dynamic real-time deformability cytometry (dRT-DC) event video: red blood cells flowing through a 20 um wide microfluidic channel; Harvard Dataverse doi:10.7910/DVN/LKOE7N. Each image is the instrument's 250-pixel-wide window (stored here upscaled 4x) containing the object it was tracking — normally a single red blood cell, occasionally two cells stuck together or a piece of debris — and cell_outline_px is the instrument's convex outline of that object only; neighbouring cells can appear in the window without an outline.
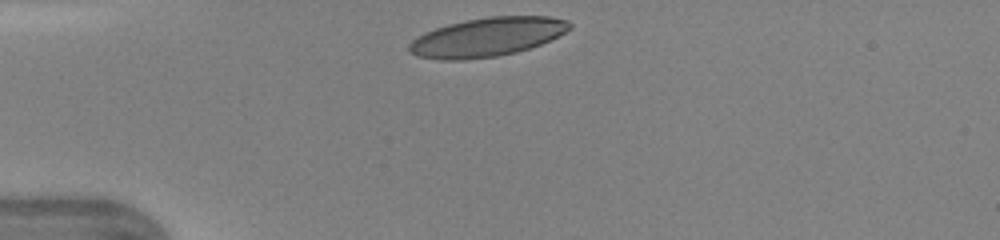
{"species": "human", "species_latin": "Homo sapiens", "temperature_condition": "warm", "stored_images_in_passage": 28, "camera_frame_rate_fps": 3000, "um_per_image_px": 0.085, "donor": {"sex": "female"}, "frame": {"image": 1, "passage_image": 1, "time_ms": 0.0, "image_size_px": [1000, 240], "cell_outline_px": [[572, 28], [540, 44], [516, 52], [496, 56], [464, 60], [440, 60], [416, 56], [408, 52], [408, 44], [416, 36], [424, 32], [448, 24], [464, 20], [488, 16], [548, 16], [568, 20], [572, 24]], "centroid_in_image_um": [41.35, 3.15], "position_along_channel_um": 43.6, "area_um2": 36.47}}
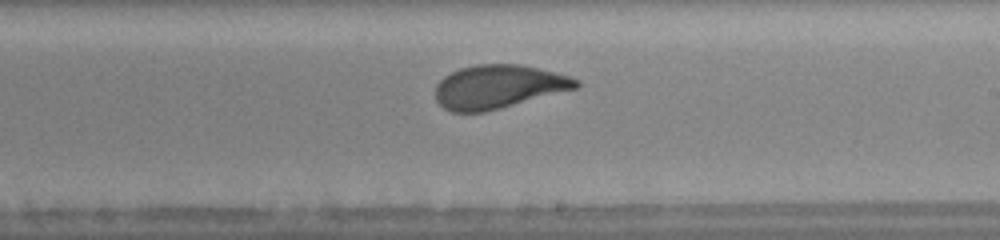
{"frame": {"image": 2, "passage_image": 17, "time_ms": 5.333, "image_size_px": [1000, 240], "cell_outline_px": [[580, 84], [576, 88], [500, 108], [484, 112], [452, 112], [444, 108], [436, 100], [436, 84], [444, 76], [460, 68], [476, 64], [520, 64], [540, 68], [572, 76], [580, 80]], "centroid_in_image_um": [42.37, 7.36], "position_along_channel_um": 246.6, "area_um2": 35.66}}
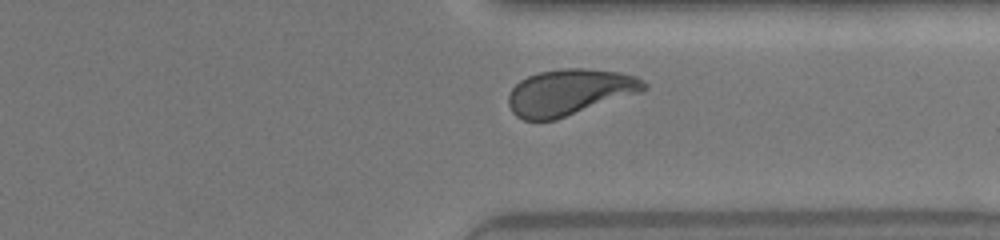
{"frame": {"image": 3, "passage_image": 25, "time_ms": 8.0, "image_size_px": [1000, 240], "cell_outline_px": [[648, 88], [640, 92], [556, 120], [524, 120], [516, 116], [512, 112], [508, 104], [508, 96], [512, 88], [520, 80], [528, 76], [540, 72], [560, 68], [584, 68], [620, 72], [636, 76], [644, 80], [648, 84]], "centroid_in_image_um": [48.41, 7.83], "position_along_channel_um": 363.0, "area_um2": 36.53}, "authors_computed_cell_mechanics": {"area_um2": 36.5007, "velocity_mm_per_s": 4.3584, "shape_relaxation_time_tau1_ms": 2.8279, "shape_relaxation_time_tau2_ms": null, "deformation_change_tau1": 0.152, "deformation_change_tau2": null}}